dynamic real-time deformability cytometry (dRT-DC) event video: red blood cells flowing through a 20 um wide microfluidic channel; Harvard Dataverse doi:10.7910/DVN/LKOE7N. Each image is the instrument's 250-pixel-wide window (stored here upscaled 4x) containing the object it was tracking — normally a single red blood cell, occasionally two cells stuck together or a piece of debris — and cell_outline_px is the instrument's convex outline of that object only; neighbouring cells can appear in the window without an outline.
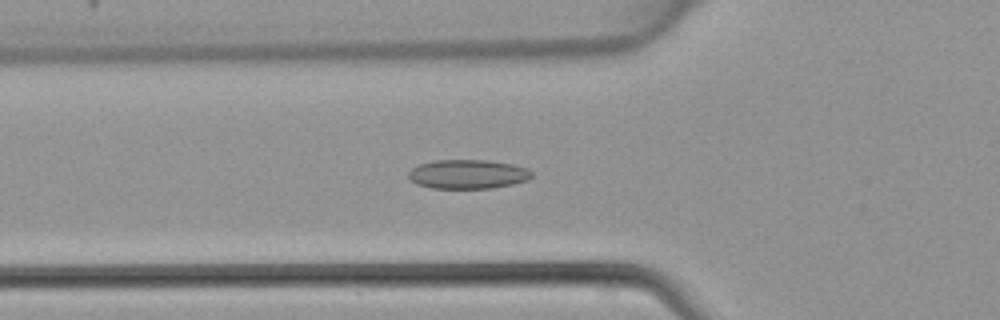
{"species": "common noctule bat (a hibernating species)", "species_latin": "Nyctalus noctula", "temperature_condition": "warm", "stored_images_in_passage": 45, "camera_frame_rate_fps": 3000, "um_per_image_px": 0.085, "animal": {"sex": "female", "body_mass_g": 22.7, "forearm_length_mm": 54.2}, "frame": {"image": 1, "passage_image": 16, "time_ms": 5.0, "image_size_px": [1000, 320], "cell_outline_px": [[532, 176], [528, 180], [512, 184], [492, 188], [432, 188], [416, 184], [408, 176], [408, 172], [412, 168], [420, 164], [432, 160], [488, 160], [512, 164], [528, 168], [532, 172]], "centroid_in_image_um": [39.77, 14.8], "position_along_channel_um": 86.0, "area_um2": 20.98}}
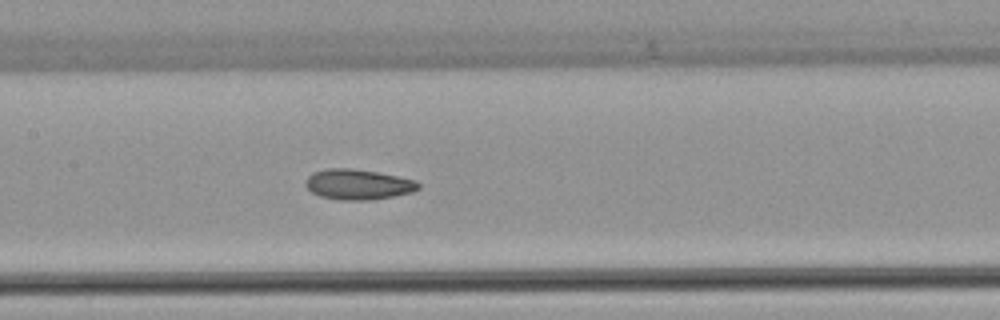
{"frame": {"image": 2, "passage_image": 22, "time_ms": 7.0, "image_size_px": [1000, 320], "cell_outline_px": [[420, 188], [412, 192], [392, 196], [368, 200], [340, 200], [320, 196], [312, 192], [304, 184], [304, 180], [312, 172], [328, 168], [352, 168], [376, 172], [416, 180], [420, 184]], "centroid_in_image_um": [30.4, 15.67], "position_along_channel_um": 177.0, "area_um2": 19.94}}
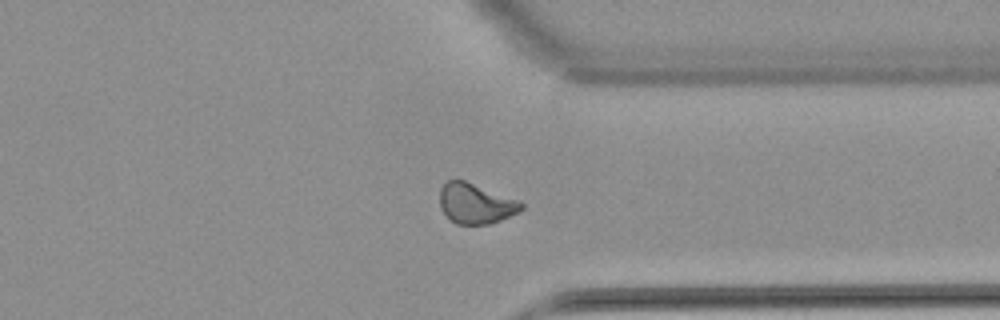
{"frame": {"image": 3, "passage_image": 35, "time_ms": 11.333, "image_size_px": [1000, 320], "cell_outline_px": [[524, 208], [520, 212], [500, 220], [488, 224], [456, 224], [440, 208], [440, 188], [448, 180], [464, 180], [516, 200], [524, 204]], "centroid_in_image_um": [40.42, 17.31], "position_along_channel_um": 371.0, "area_um2": 18.79}}